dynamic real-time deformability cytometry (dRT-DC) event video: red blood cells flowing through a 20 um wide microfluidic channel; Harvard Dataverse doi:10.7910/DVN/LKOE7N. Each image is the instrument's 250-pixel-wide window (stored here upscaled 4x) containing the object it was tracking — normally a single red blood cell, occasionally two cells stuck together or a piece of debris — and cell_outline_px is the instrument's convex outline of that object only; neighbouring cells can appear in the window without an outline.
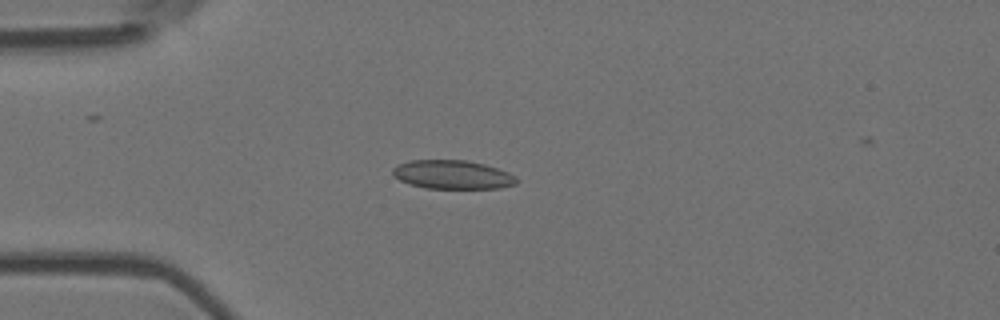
{"species": "Egyptian fruit bat (a non-hibernating species)", "species_latin": "Rousettus aegyptiacus", "temperature_condition": "room temperature", "stored_images_in_passage": 6, "camera_frame_rate_fps": 3000, "um_per_image_px": 0.085, "animal": {"sex": "female"}, "frame": {"image": 1, "passage_image": 3, "time_ms": 0.667, "image_size_px": [1000, 320], "cell_outline_px": [[520, 180], [516, 184], [500, 188], [424, 188], [408, 184], [392, 176], [392, 168], [400, 164], [412, 160], [464, 160], [484, 164], [508, 172], [516, 176]], "centroid_in_image_um": [38.46, 14.85], "position_along_channel_um": 46.5, "area_um2": 20.81}}
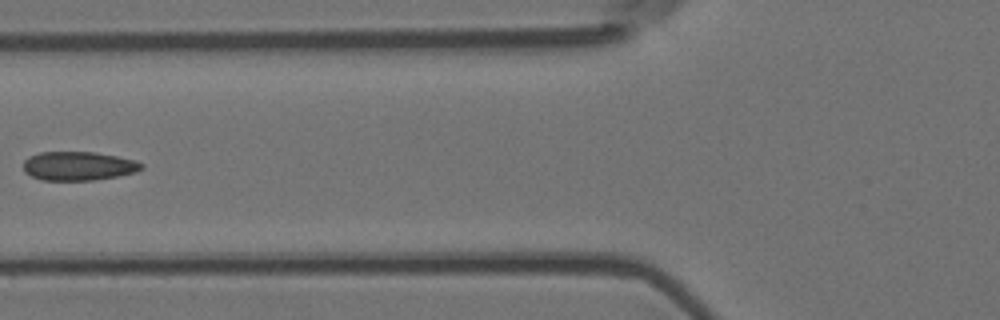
{"frame": {"image": 2, "passage_image": 5, "time_ms": 1.333, "image_size_px": [1000, 320], "cell_outline_px": [[144, 168], [136, 172], [116, 176], [92, 180], [40, 180], [24, 172], [24, 160], [28, 156], [40, 152], [96, 152], [136, 160], [144, 164]], "centroid_in_image_um": [6.67, 14.1], "position_along_channel_um": 119.1, "area_um2": 19.94}}
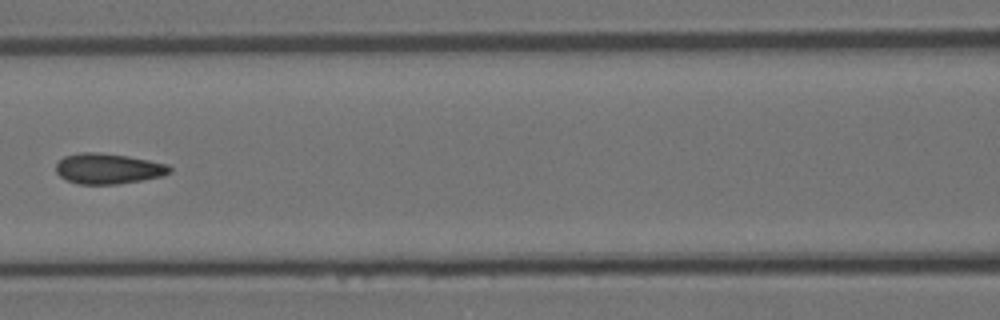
{"frame": {"image": 3, "passage_image": 6, "time_ms": 1.667, "image_size_px": [1000, 320], "cell_outline_px": [[172, 172], [164, 176], [116, 184], [80, 184], [68, 180], [60, 176], [56, 172], [56, 164], [64, 156], [80, 152], [100, 152], [128, 156], [168, 164], [172, 168]], "centroid_in_image_um": [9.22, 14.32], "position_along_channel_um": 157.4, "area_um2": 20.23}}